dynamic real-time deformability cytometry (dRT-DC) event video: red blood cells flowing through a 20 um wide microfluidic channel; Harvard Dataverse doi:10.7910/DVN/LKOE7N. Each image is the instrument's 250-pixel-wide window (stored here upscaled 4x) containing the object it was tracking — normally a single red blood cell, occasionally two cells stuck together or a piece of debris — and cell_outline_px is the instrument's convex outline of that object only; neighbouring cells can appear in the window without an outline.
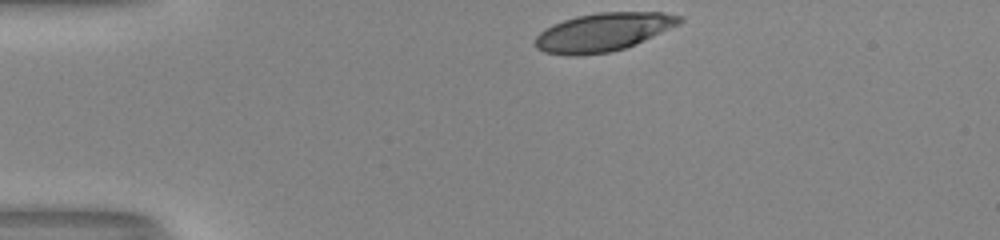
{"species": "human", "species_latin": "Homo sapiens", "temperature_condition": "room temperature", "stored_images_in_passage": 32, "camera_frame_rate_fps": 3000, "um_per_image_px": 0.085, "donor": {"sex": "male"}, "frame": {"image": 1, "passage_image": 1, "time_ms": 0.0, "image_size_px": [1000, 240], "cell_outline_px": [[684, 20], [680, 24], [636, 44], [624, 48], [608, 52], [580, 56], [572, 56], [544, 52], [536, 48], [536, 36], [544, 28], [552, 24], [576, 16], [600, 12], [664, 12], [684, 16]], "centroid_in_image_um": [51.29, 2.72], "position_along_channel_um": 33.7, "area_um2": 32.37}}
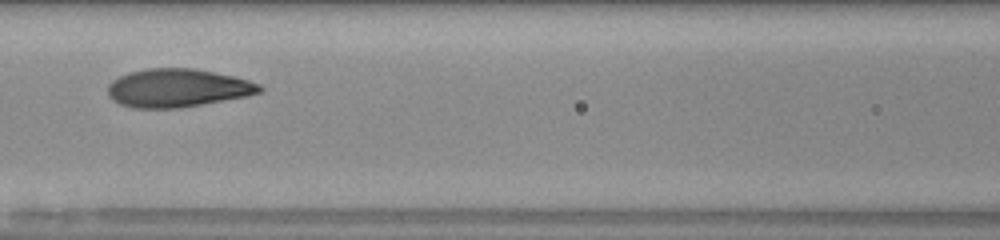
{"frame": {"image": 2, "passage_image": 14, "time_ms": 4.333, "image_size_px": [1000, 240], "cell_outline_px": [[264, 92], [248, 96], [180, 108], [132, 108], [120, 104], [112, 100], [108, 96], [108, 84], [112, 80], [128, 72], [148, 68], [192, 68], [232, 76], [248, 80], [260, 84], [264, 88]], "centroid_in_image_um": [15.09, 7.49], "position_along_channel_um": 151.5, "area_um2": 34.04}}
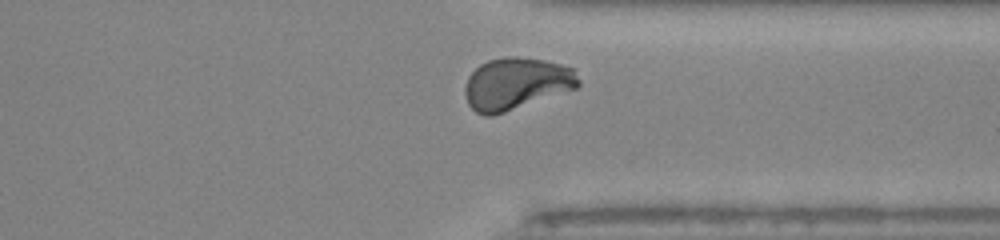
{"frame": {"image": 3, "passage_image": 30, "time_ms": 9.667, "image_size_px": [1000, 240], "cell_outline_px": [[580, 84], [576, 88], [492, 116], [484, 116], [476, 112], [468, 104], [464, 92], [464, 88], [468, 76], [480, 64], [488, 60], [504, 56], [516, 56], [544, 60], [560, 64], [572, 68], [580, 80]], "centroid_in_image_um": [43.84, 7.1], "position_along_channel_um": 367.6, "area_um2": 34.28}, "authors_computed_cell_mechanics": {"area_um2": 33.5529, "velocity_mm_per_s": 4.0543, "shape_relaxation_time_tau1_ms": 3.5499, "shape_relaxation_time_tau2_ms": null, "deformation_change_tau1": 0.1967, "deformation_change_tau2": null}}